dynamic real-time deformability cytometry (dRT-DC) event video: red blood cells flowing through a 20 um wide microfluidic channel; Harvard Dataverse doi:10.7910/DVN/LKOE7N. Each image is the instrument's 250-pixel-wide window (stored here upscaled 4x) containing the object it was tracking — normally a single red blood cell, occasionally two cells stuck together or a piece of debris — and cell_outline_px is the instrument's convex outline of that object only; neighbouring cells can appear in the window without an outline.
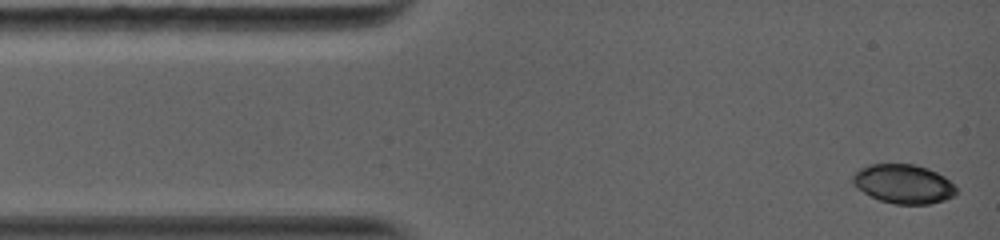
{"species": "common noctule bat (a hibernating species)", "species_latin": "Nyctalus noctula", "temperature_condition": "warm", "stored_images_in_passage": 4, "camera_frame_rate_fps": 5000, "um_per_image_px": 0.085, "animal": {"sex": "female", "body_mass_g": 19.0, "forearm_length_mm": 56.7}, "frame": {"image": 1, "passage_image": 1, "time_ms": 0.0, "image_size_px": [1000, 240], "cell_outline_px": [[956, 192], [952, 196], [944, 200], [928, 204], [896, 204], [880, 200], [856, 188], [852, 184], [852, 176], [860, 168], [872, 164], [912, 164], [928, 168], [944, 176], [956, 188]], "centroid_in_image_um": [76.77, 15.63], "position_along_channel_um": 8.2, "area_um2": 23.35}}
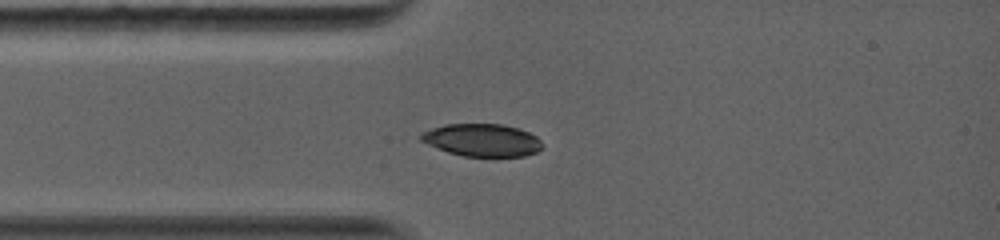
{"frame": {"image": 2, "passage_image": 4, "time_ms": 2.6, "image_size_px": [1000, 240], "cell_outline_px": [[544, 148], [536, 152], [524, 156], [464, 156], [448, 152], [428, 144], [420, 140], [420, 132], [444, 124], [500, 124], [516, 128], [528, 132], [536, 136], [544, 144]], "centroid_in_image_um": [40.99, 11.91], "position_along_channel_um": 44.0, "area_um2": 23.0}}